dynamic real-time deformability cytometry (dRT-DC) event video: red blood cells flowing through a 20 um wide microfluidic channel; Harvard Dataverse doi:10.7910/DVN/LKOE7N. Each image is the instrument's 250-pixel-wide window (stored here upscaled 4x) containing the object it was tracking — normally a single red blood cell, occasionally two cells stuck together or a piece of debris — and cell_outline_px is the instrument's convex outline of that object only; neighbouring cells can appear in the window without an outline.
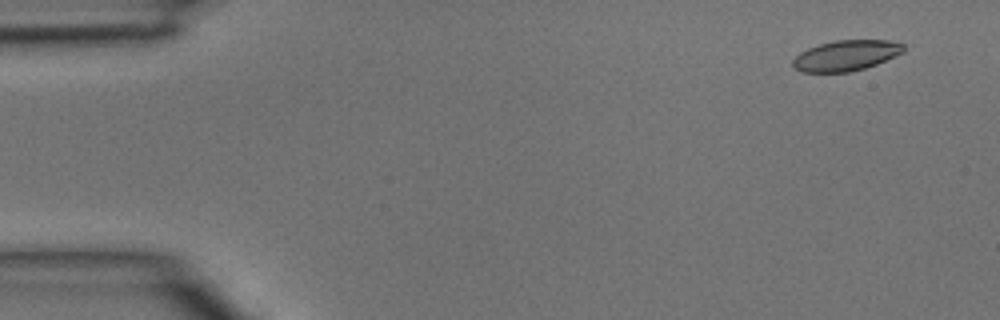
{"species": "common noctule bat (a hibernating species)", "species_latin": "Nyctalus noctula", "temperature_condition": "room temperature", "stored_images_in_passage": 5, "segment_of_instrument_passage": [1, 2], "camera_frame_rate_fps": 3000, "um_per_image_px": 0.085, "animal": {"sex": "male", "body_mass_g": 15.6}, "frame": {"image": 1, "passage_image": 1, "time_ms": 0.0, "image_size_px": [1000, 320], "cell_outline_px": [[904, 52], [876, 64], [864, 68], [848, 72], [800, 72], [792, 68], [792, 60], [800, 52], [808, 48], [820, 44], [836, 40], [888, 40], [904, 44]], "centroid_in_image_um": [71.88, 4.72], "position_along_channel_um": 13.1, "area_um2": 19.71}}
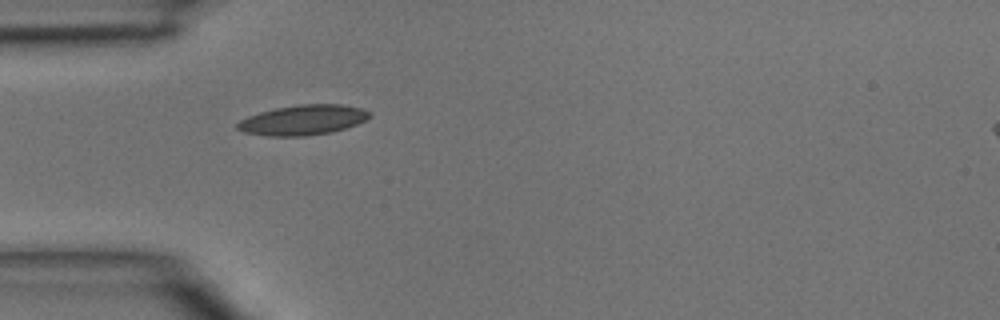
{"frame": {"image": 2, "passage_image": 4, "time_ms": 1.0, "image_size_px": [1000, 320], "cell_outline_px": [[372, 116], [356, 124], [332, 132], [304, 136], [268, 136], [244, 132], [236, 128], [236, 124], [240, 120], [248, 116], [260, 112], [276, 108], [300, 104], [344, 104], [360, 108], [372, 112]], "centroid_in_image_um": [25.76, 10.19], "position_along_channel_um": 59.2, "area_um2": 23.12}}